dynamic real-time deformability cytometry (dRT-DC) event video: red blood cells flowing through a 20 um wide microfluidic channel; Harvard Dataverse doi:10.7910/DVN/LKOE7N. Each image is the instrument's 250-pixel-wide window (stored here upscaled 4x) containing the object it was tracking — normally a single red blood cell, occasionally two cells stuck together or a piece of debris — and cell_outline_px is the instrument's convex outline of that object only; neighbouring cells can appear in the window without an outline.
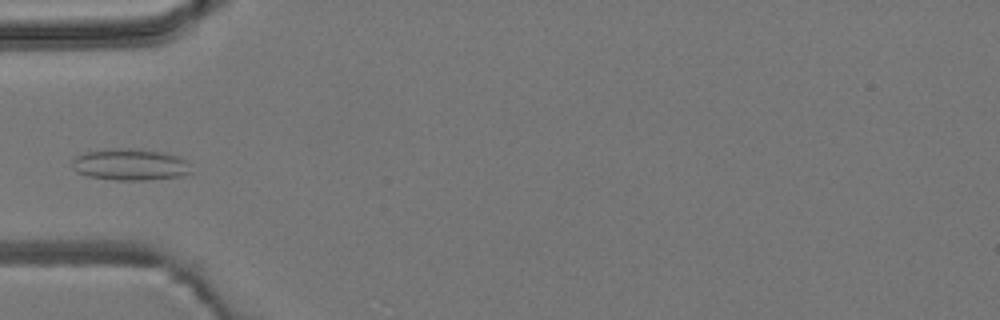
{"species": "common noctule bat (a hibernating species)", "species_latin": "Nyctalus noctula", "temperature_condition": "room temperature", "stored_images_in_passage": 6, "camera_frame_rate_fps": 3000, "um_per_image_px": 0.085, "animal": {"sex": "male", "body_mass_g": 19.2, "forearm_length_mm": 51.8}, "frame": {"image": 1, "passage_image": 5, "time_ms": 5.667, "image_size_px": [1000, 320], "cell_outline_px": [[192, 172], [180, 176], [144, 180], [116, 180], [88, 176], [76, 172], [72, 168], [72, 160], [76, 156], [88, 152], [104, 148], [128, 148], [164, 152], [180, 156], [184, 160]], "centroid_in_image_um": [11.03, 13.98], "position_along_channel_um": 74.0, "area_um2": 21.91}}